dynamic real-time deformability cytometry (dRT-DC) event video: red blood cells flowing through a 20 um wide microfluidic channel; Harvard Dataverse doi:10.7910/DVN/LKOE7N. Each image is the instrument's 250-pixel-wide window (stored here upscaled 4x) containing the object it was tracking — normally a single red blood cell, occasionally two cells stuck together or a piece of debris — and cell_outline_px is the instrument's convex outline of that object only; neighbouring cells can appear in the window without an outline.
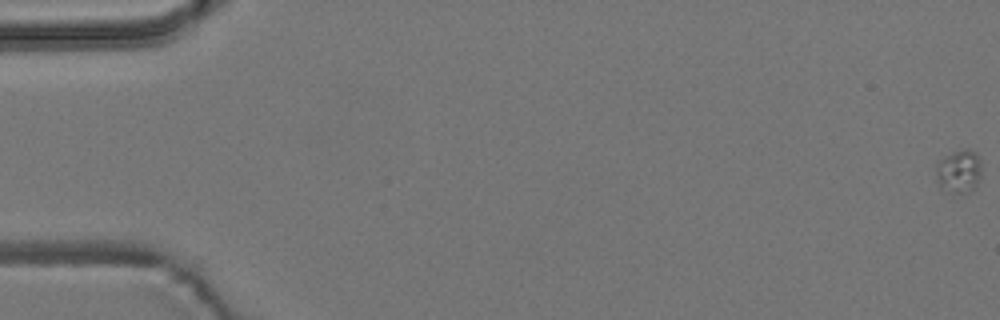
{"species": "common noctule bat (a hibernating species)", "species_latin": "Nyctalus noctula", "temperature_condition": "room temperature", "stored_images_in_passage": 19, "camera_frame_rate_fps": 3000, "um_per_image_px": 0.085, "animal": {"sex": "male", "body_mass_g": 19.2, "forearm_length_mm": 51.8}, "frame": {"image": 1, "passage_image": 1, "time_ms": 0.0, "image_size_px": [1000, 320], "cell_outline_px": [[980, 176], [976, 184], [968, 192], [956, 192], [940, 188], [936, 180], [936, 160], [952, 152], [964, 148], [968, 148], [976, 152], [980, 160]], "centroid_in_image_um": [81.47, 14.51], "position_along_channel_um": 3.5, "area_um2": 11.5}}